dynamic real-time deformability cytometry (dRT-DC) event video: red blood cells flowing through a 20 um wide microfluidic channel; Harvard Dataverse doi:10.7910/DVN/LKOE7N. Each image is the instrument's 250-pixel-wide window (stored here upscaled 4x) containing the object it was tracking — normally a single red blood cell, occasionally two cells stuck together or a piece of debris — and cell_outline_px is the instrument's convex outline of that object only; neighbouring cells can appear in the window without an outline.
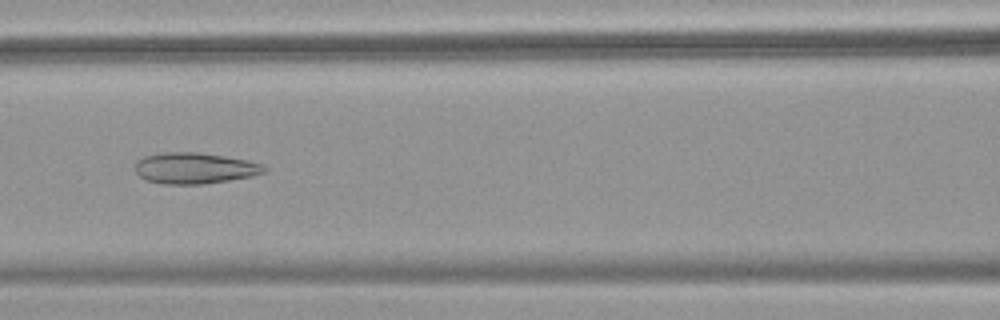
{"species": "common noctule bat (a hibernating species)", "species_latin": "Nyctalus noctula", "temperature_condition": "warm", "stored_images_in_passage": 54, "camera_frame_rate_fps": 3000, "um_per_image_px": 0.085, "animal": {"sex": "female", "body_mass_g": 18.4}, "frame": {"image": 1, "passage_image": 24, "time_ms": 7.667, "image_size_px": [1000, 320], "cell_outline_px": [[268, 172], [252, 176], [204, 184], [164, 184], [144, 180], [136, 172], [136, 160], [144, 156], [164, 152], [196, 152], [224, 156], [248, 160], [264, 164], [268, 168]], "centroid_in_image_um": [16.57, 14.29], "position_along_channel_um": 150.0, "area_um2": 23.58}}
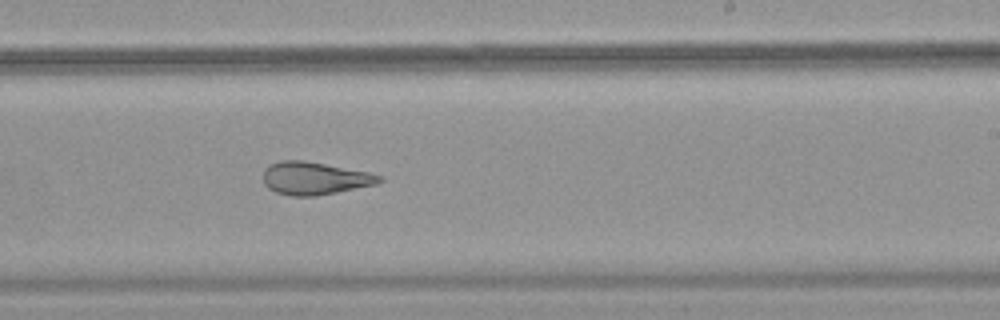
{"frame": {"image": 2, "passage_image": 33, "time_ms": 10.667, "image_size_px": [1000, 320], "cell_outline_px": [[384, 180], [376, 184], [316, 196], [292, 196], [276, 192], [268, 188], [264, 184], [264, 168], [268, 164], [280, 160], [304, 160], [368, 172], [384, 176]], "centroid_in_image_um": [26.73, 15.15], "position_along_channel_um": 262.3, "area_um2": 22.2}}
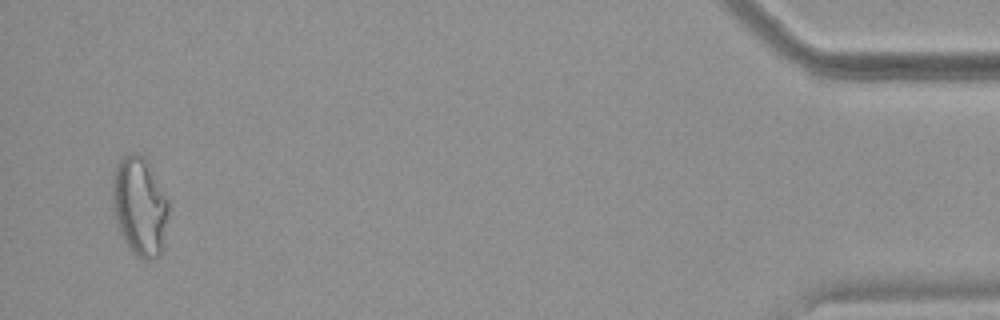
{"frame": {"image": 3, "passage_image": 52, "time_ms": 17.0, "image_size_px": [1000, 320], "cell_outline_px": [[168, 216], [160, 256], [148, 260], [144, 260], [136, 256], [128, 248], [120, 232], [112, 200], [112, 172], [116, 164], [124, 156], [132, 152], [140, 152], [144, 156], [168, 200]], "centroid_in_image_um": [11.86, 17.52], "position_along_channel_um": 423.3, "area_um2": 32.25}, "authors_computed_cell_mechanics": {"area_um2": 28.2931, "velocity_mm_per_s": 3.7589, "shape_relaxation_time_tau1_ms": null, "shape_relaxation_time_tau2_ms": 2.3973, "deformation_change_tau1": null, "deformation_change_tau2": 0.1218}}